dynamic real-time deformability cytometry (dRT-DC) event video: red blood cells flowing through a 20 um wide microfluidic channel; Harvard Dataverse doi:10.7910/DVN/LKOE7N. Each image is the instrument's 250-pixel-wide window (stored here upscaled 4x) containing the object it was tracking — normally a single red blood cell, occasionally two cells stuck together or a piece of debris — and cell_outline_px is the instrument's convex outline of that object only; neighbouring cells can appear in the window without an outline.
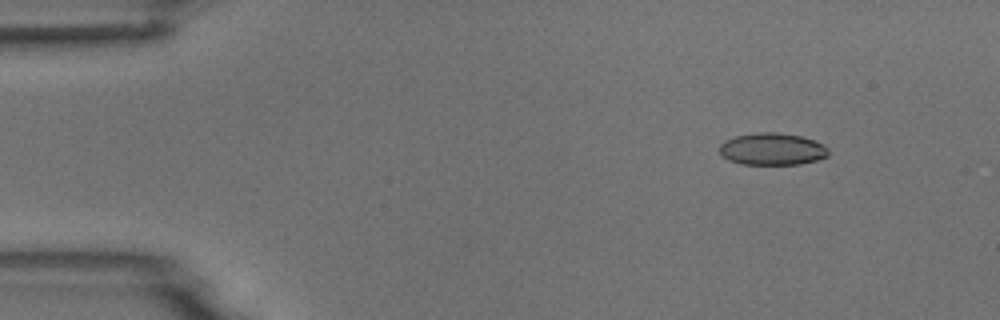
{"species": "common noctule bat (a hibernating species)", "species_latin": "Nyctalus noctula", "temperature_condition": "room temperature", "stored_images_in_passage": 3, "camera_frame_rate_fps": 3000, "um_per_image_px": 0.085, "animal": {"sex": "male", "body_mass_g": 18.8}, "frame": {"image": 1, "passage_image": 1, "time_ms": 0.0, "image_size_px": [1000, 320], "cell_outline_px": [[828, 156], [816, 160], [800, 164], [740, 164], [728, 160], [720, 156], [720, 144], [724, 140], [736, 136], [760, 132], [776, 132], [800, 136], [824, 144], [828, 148]], "centroid_in_image_um": [65.61, 12.67], "position_along_channel_um": 19.4, "area_um2": 20.4}}